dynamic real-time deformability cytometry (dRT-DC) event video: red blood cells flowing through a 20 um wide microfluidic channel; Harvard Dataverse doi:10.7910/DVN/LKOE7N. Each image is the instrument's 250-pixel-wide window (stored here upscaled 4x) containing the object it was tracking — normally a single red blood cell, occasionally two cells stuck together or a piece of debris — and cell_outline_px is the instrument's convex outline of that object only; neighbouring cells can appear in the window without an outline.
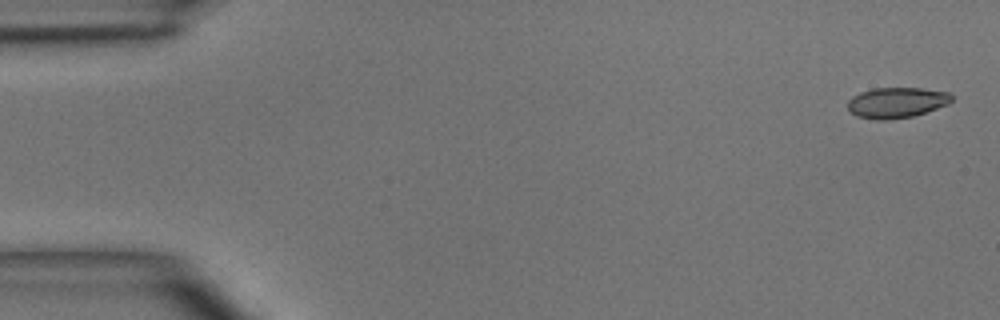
{"species": "common noctule bat (a hibernating species)", "species_latin": "Nyctalus noctula", "temperature_condition": "room temperature", "stored_images_in_passage": 6, "camera_frame_rate_fps": 3000, "um_per_image_px": 0.085, "animal": {"sex": "male", "body_mass_g": 15.6}, "frame": {"image": 1, "passage_image": 1, "time_ms": 0.0, "image_size_px": [1000, 320], "cell_outline_px": [[952, 100], [948, 104], [912, 116], [888, 120], [876, 120], [856, 116], [848, 108], [848, 100], [852, 96], [860, 92], [872, 88], [920, 88], [948, 92], [952, 96]], "centroid_in_image_um": [76.18, 8.72], "position_along_channel_um": 8.8, "area_um2": 18.44}}
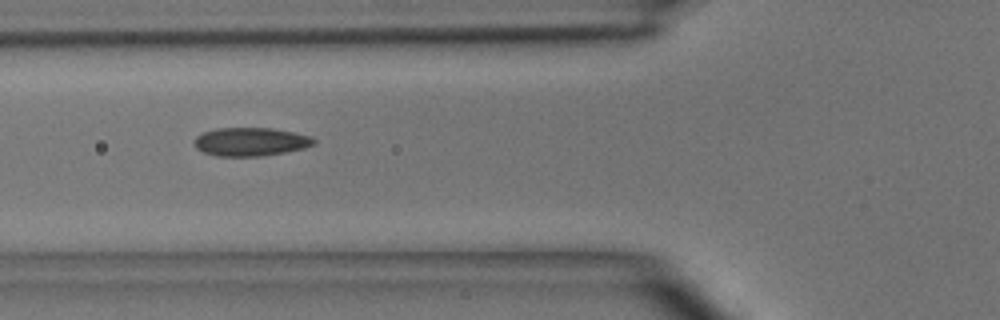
{"frame": {"image": 2, "passage_image": 5, "time_ms": 5.333, "image_size_px": [1000, 320], "cell_outline_px": [[316, 144], [304, 148], [284, 152], [260, 156], [216, 156], [204, 152], [196, 148], [196, 136], [204, 132], [216, 128], [272, 128], [312, 136], [316, 140]], "centroid_in_image_um": [21.34, 12.04], "position_along_channel_um": 104.5, "area_um2": 19.71}}